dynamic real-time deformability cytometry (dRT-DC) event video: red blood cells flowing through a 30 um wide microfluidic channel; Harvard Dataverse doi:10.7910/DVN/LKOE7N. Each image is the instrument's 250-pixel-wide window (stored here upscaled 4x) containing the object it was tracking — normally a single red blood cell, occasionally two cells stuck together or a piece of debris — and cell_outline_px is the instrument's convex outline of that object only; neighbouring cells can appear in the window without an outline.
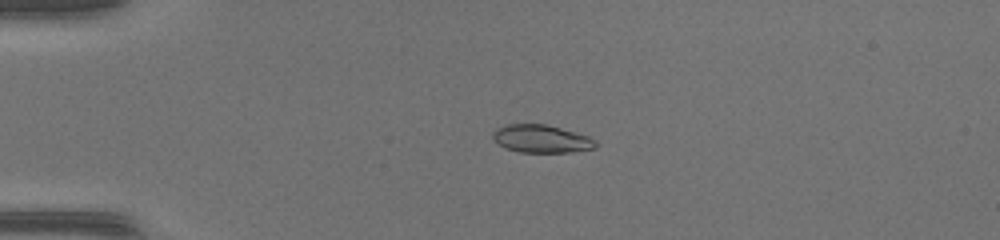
{"species": "common noctule bat (a hibernating species)", "species_latin": "Nyctalus noctula", "temperature_condition": "warm", "stored_images_in_passage": 48, "camera_frame_rate_fps": 3000, "um_per_image_px": 0.085, "animal": {"sex": "female", "body_mass_g": 17.0, "forearm_length_mm": 48.0}, "frame": {"image": 1, "passage_image": 10, "time_ms": 3.0, "image_size_px": [1000, 240], "cell_outline_px": [[596, 148], [572, 152], [520, 152], [504, 148], [492, 136], [492, 132], [496, 128], [508, 124], [544, 124], [560, 128], [588, 136], [596, 140]], "centroid_in_image_um": [46.02, 11.8], "position_along_channel_um": 39.0, "area_um2": 16.59}}
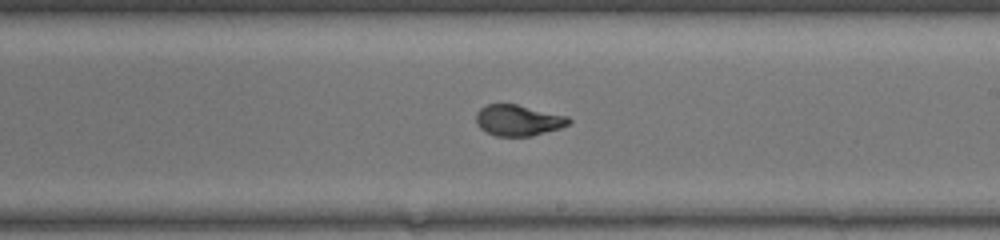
{"frame": {"image": 2, "passage_image": 28, "time_ms": 9.0, "image_size_px": [1000, 240], "cell_outline_px": [[572, 120], [568, 124], [560, 128], [532, 136], [496, 136], [484, 132], [476, 124], [476, 112], [480, 108], [488, 104], [516, 104], [568, 116]], "centroid_in_image_um": [44.02, 10.23], "position_along_channel_um": 245.0, "area_um2": 16.82}}
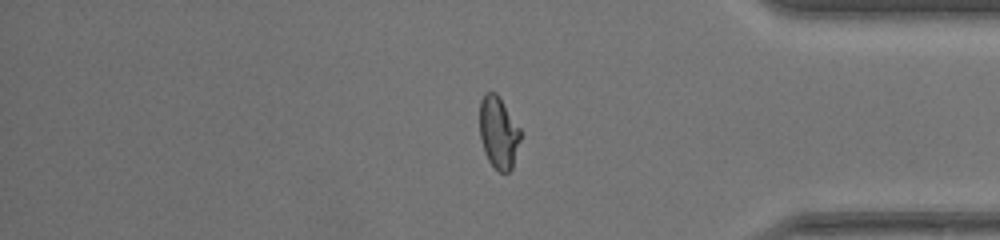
{"frame": {"image": 3, "passage_image": 40, "time_ms": 13.0, "image_size_px": [1000, 240], "cell_outline_px": [[520, 140], [512, 168], [508, 172], [500, 172], [488, 160], [484, 152], [480, 136], [480, 100], [484, 92], [496, 92], [520, 128]], "centroid_in_image_um": [42.36, 11.24], "position_along_channel_um": 392.8, "area_um2": 16.99}, "authors_computed_cell_mechanics": {"area_um2": 17.5134, "velocity_mm_per_s": 4.1726, "shape_relaxation_time_tau1_ms": 5.0589, "shape_relaxation_time_tau2_ms": null, "deformation_change_tau1": 0.244, "deformation_change_tau2": null}}